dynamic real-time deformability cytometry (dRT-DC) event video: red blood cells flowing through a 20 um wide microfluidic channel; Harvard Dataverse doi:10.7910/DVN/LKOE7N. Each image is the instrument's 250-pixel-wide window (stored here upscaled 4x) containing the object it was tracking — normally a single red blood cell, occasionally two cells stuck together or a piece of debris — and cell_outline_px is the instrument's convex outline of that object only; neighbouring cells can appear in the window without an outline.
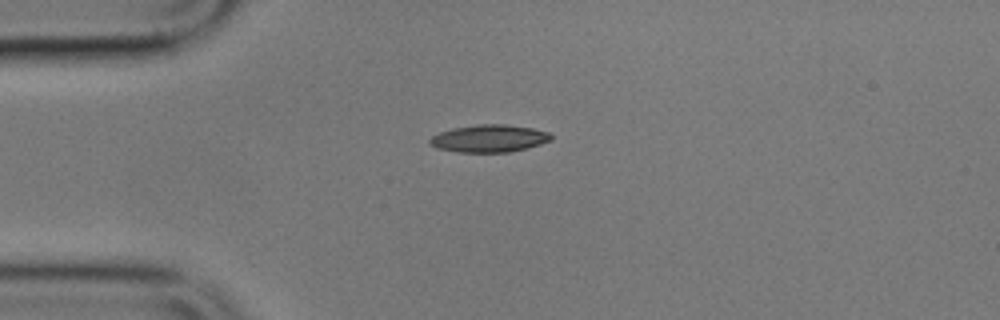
{"species": "common noctule bat (a hibernating species)", "species_latin": "Nyctalus noctula", "temperature_condition": "cold", "stored_images_in_passage": 6, "camera_frame_rate_fps": 3000, "um_per_image_px": 0.085, "animal": {"sex": "male", "body_mass_g": 17.9}, "frame": {"image": 1, "passage_image": 1, "time_ms": 0.0, "image_size_px": [1000, 320], "cell_outline_px": [[552, 140], [540, 144], [508, 152], [460, 152], [436, 148], [428, 144], [428, 140], [432, 136], [440, 132], [452, 128], [476, 124], [508, 124], [532, 128], [548, 132], [552, 136]], "centroid_in_image_um": [41.54, 11.76], "position_along_channel_um": 43.5, "area_um2": 19.42}}
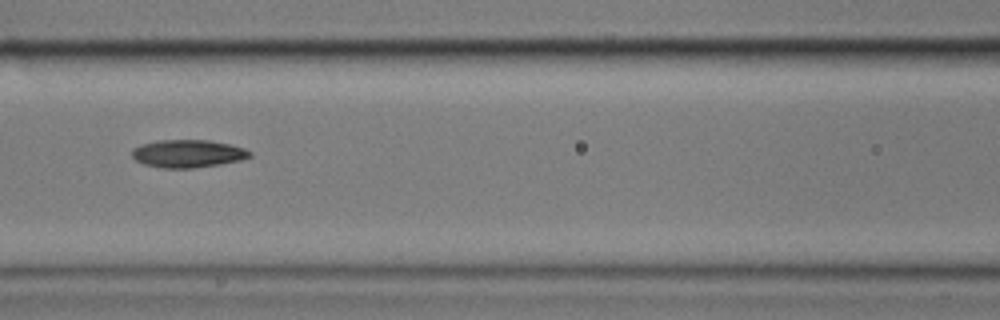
{"frame": {"image": 2, "passage_image": 4, "time_ms": 3.667, "image_size_px": [1000, 320], "cell_outline_px": [[252, 156], [240, 160], [220, 164], [192, 168], [160, 168], [144, 164], [136, 160], [132, 156], [132, 148], [140, 144], [156, 140], [208, 140], [228, 144], [244, 148], [252, 152]], "centroid_in_image_um": [15.94, 13.05], "position_along_channel_um": 150.7, "area_um2": 19.13}}
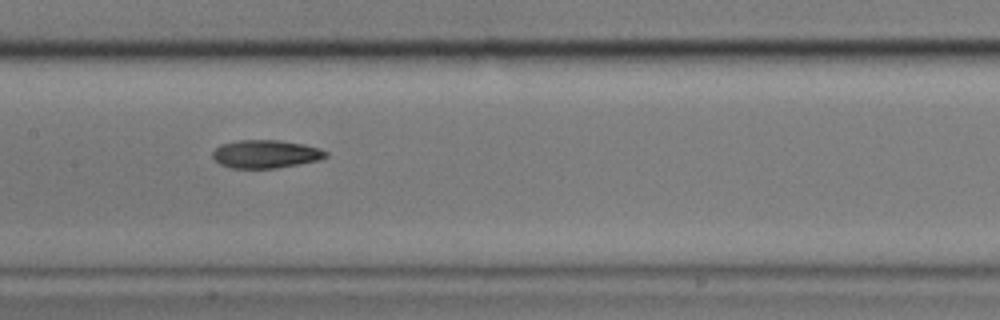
{"frame": {"image": 3, "passage_image": 5, "time_ms": 4.667, "image_size_px": [1000, 320], "cell_outline_px": [[328, 156], [320, 160], [276, 168], [232, 168], [220, 164], [212, 156], [212, 152], [220, 144], [236, 140], [280, 140], [304, 144], [320, 148], [328, 152]], "centroid_in_image_um": [22.6, 13.08], "position_along_channel_um": 184.8, "area_um2": 18.67}}